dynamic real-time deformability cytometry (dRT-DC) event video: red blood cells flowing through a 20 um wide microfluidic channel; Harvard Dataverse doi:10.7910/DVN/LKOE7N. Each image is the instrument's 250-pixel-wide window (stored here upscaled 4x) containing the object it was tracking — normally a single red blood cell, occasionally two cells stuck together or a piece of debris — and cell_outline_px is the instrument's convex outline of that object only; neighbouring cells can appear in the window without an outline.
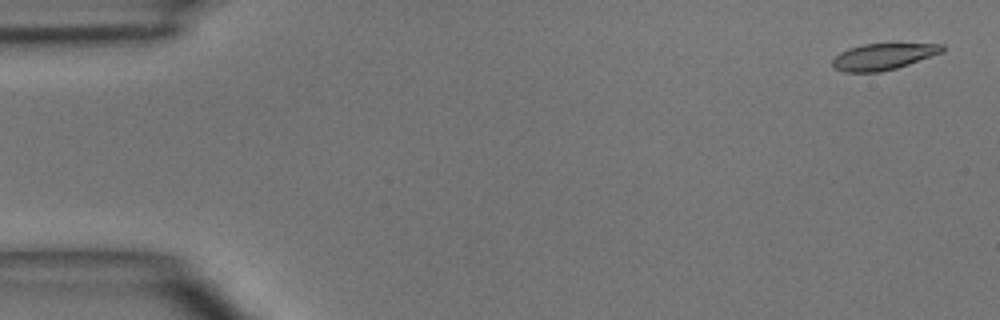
{"species": "common noctule bat (a hibernating species)", "species_latin": "Nyctalus noctula", "temperature_condition": "room temperature", "stored_images_in_passage": 7, "camera_frame_rate_fps": 3000, "um_per_image_px": 0.085, "animal": {"sex": "male", "body_mass_g": 15.6}, "frame": {"image": 1, "passage_image": 1, "time_ms": 0.0, "image_size_px": [1000, 320], "cell_outline_px": [[944, 52], [896, 68], [880, 72], [844, 72], [832, 68], [832, 60], [840, 52], [848, 48], [864, 44], [944, 44]], "centroid_in_image_um": [75.04, 4.82], "position_along_channel_um": 10.0, "area_um2": 16.82}}
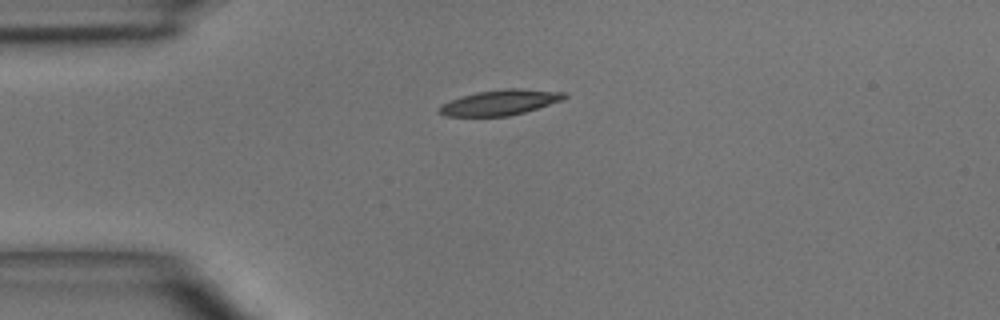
{"frame": {"image": 2, "passage_image": 3, "time_ms": 3.333, "image_size_px": [1000, 320], "cell_outline_px": [[568, 96], [564, 100], [524, 112], [508, 116], [444, 116], [440, 112], [440, 108], [444, 104], [452, 100], [476, 92], [504, 88], [520, 88], [564, 92]], "centroid_in_image_um": [42.58, 8.7], "position_along_channel_um": 42.4, "area_um2": 18.26}}
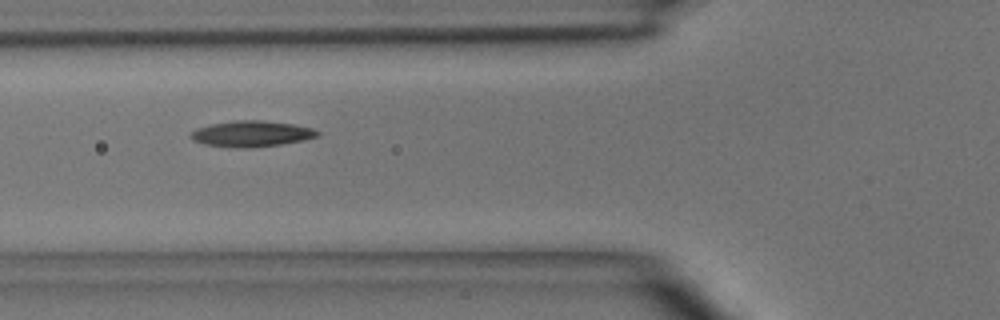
{"frame": {"image": 3, "passage_image": 5, "time_ms": 5.333, "image_size_px": [1000, 320], "cell_outline_px": [[320, 136], [304, 140], [280, 144], [244, 148], [236, 148], [204, 144], [192, 140], [188, 136], [196, 128], [212, 124], [232, 120], [260, 120], [292, 124], [312, 128], [320, 132]], "centroid_in_image_um": [21.36, 11.37], "position_along_channel_um": 104.4, "area_um2": 19.13}}